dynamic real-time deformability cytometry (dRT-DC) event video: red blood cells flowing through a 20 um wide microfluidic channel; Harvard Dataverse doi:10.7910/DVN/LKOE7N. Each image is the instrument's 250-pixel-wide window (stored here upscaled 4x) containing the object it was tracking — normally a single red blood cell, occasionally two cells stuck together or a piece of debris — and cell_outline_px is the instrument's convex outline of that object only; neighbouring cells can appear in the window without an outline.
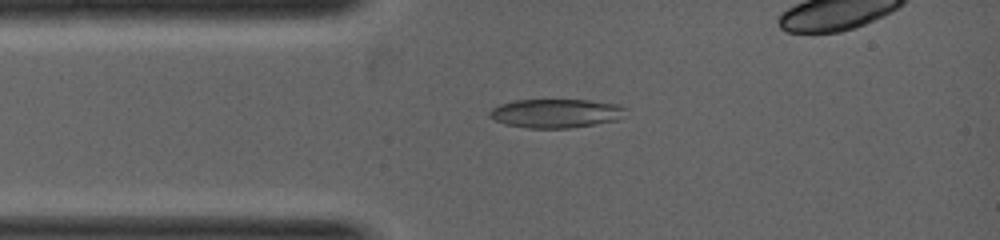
{"species": "common noctule bat (a hibernating species)", "species_latin": "Nyctalus noctula", "temperature_condition": "warm", "stored_images_in_passage": 14, "camera_frame_rate_fps": 5000, "um_per_image_px": 0.085, "animal": {"sex": "female", "body_mass_g": 19.0, "forearm_length_mm": 53.3}, "frame": {"image": 1, "passage_image": 7, "time_ms": 1.2, "image_size_px": [1000, 240], "cell_outline_px": [[628, 108], [616, 120], [568, 128], [528, 128], [504, 124], [488, 116], [488, 112], [492, 108], [500, 104], [516, 100], [588, 100], [620, 104]], "centroid_in_image_um": [47.22, 9.62], "position_along_channel_um": 37.8, "area_um2": 22.77}}
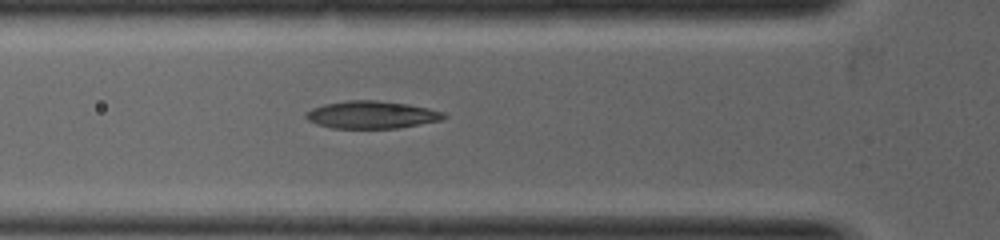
{"frame": {"image": 2, "passage_image": 11, "time_ms": 2.0, "image_size_px": [1000, 240], "cell_outline_px": [[448, 116], [440, 120], [396, 128], [332, 128], [316, 124], [308, 120], [304, 116], [304, 112], [312, 108], [324, 104], [348, 100], [376, 100], [408, 104], [428, 108], [444, 112]], "centroid_in_image_um": [31.55, 9.75], "position_along_channel_um": 94.3, "area_um2": 22.08}}
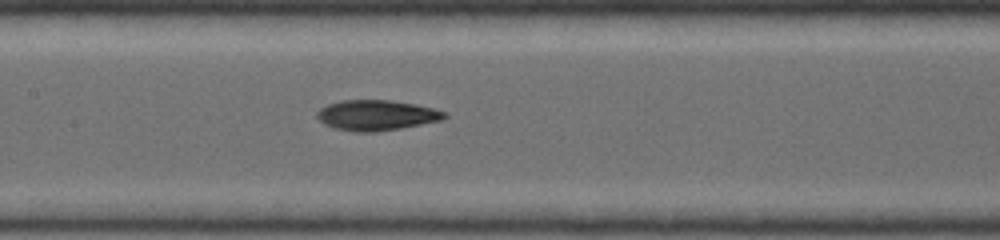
{"frame": {"image": 3, "passage_image": 14, "time_ms": 3.0, "image_size_px": [1000, 240], "cell_outline_px": [[448, 116], [440, 120], [400, 128], [372, 132], [360, 132], [336, 128], [324, 124], [316, 116], [316, 112], [320, 108], [328, 104], [344, 100], [388, 100], [416, 104], [448, 112]], "centroid_in_image_um": [32.0, 9.78], "position_along_channel_um": 175.4, "area_um2": 22.31}}